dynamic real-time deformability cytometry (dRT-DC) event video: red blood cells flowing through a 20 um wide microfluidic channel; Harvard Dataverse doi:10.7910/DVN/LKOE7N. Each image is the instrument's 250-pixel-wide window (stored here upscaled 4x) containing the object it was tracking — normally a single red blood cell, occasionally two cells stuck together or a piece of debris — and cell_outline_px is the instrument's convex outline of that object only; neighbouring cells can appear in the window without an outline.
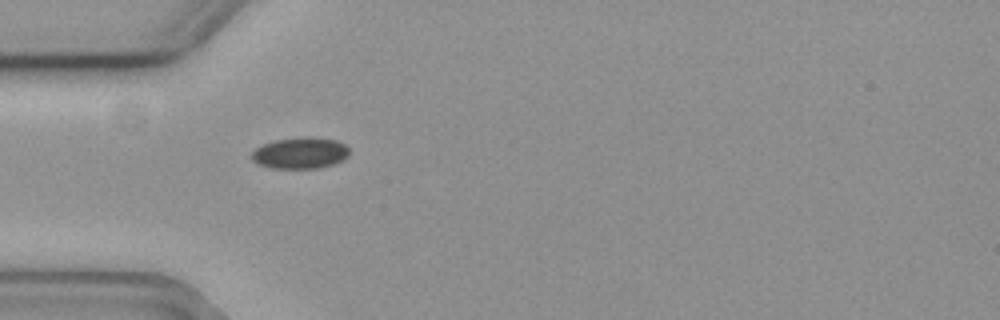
{"species": "common noctule bat (a hibernating species)", "species_latin": "Nyctalus noctula", "temperature_condition": "cold", "stored_images_in_passage": 40, "camera_frame_rate_fps": 3000, "um_per_image_px": 0.085, "animal": {"sex": "female", "body_mass_g": 19.3, "forearm_length_mm": 54.1}, "frame": {"image": 1, "passage_image": 1, "time_ms": 0.0, "image_size_px": [1000, 320], "cell_outline_px": [[348, 156], [336, 164], [316, 168], [272, 168], [260, 164], [252, 160], [248, 156], [256, 148], [272, 140], [304, 136], [312, 136], [336, 140], [344, 144], [348, 148]], "centroid_in_image_um": [25.51, 12.99], "position_along_channel_um": 59.5, "area_um2": 18.03}}
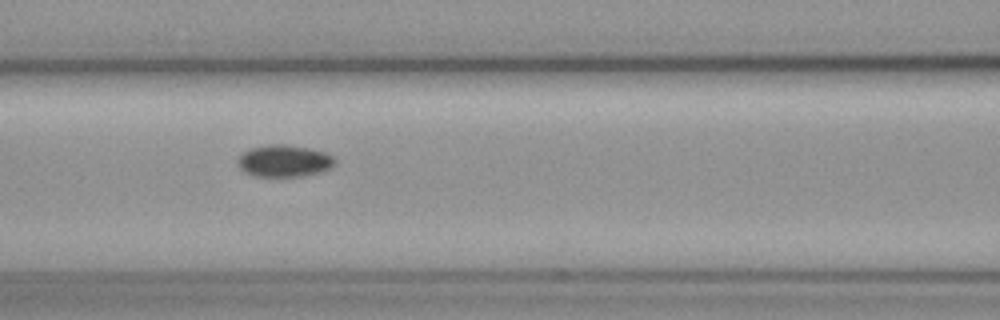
{"frame": {"image": 2, "passage_image": 8, "time_ms": 2.333, "image_size_px": [1000, 320], "cell_outline_px": [[336, 164], [320, 172], [304, 176], [256, 176], [244, 172], [236, 164], [236, 160], [244, 152], [252, 148], [264, 144], [288, 144], [312, 148], [324, 152], [332, 156], [336, 160]], "centroid_in_image_um": [24.15, 13.66], "position_along_channel_um": 142.5, "area_um2": 18.26}}
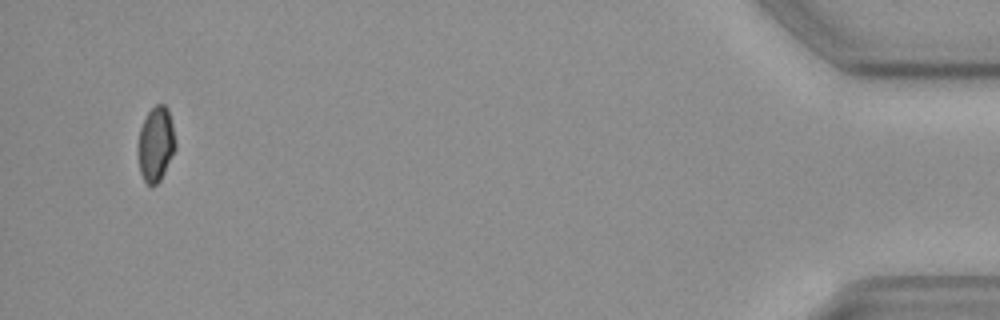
{"frame": {"image": 3, "passage_image": 38, "time_ms": 12.333, "image_size_px": [1000, 320], "cell_outline_px": [[176, 148], [160, 180], [152, 188], [144, 180], [140, 172], [140, 128], [148, 112], [156, 104], [164, 104], [168, 108], [172, 124], [176, 144]], "centroid_in_image_um": [13.28, 12.24], "position_along_channel_um": 421.9, "area_um2": 15.84}}